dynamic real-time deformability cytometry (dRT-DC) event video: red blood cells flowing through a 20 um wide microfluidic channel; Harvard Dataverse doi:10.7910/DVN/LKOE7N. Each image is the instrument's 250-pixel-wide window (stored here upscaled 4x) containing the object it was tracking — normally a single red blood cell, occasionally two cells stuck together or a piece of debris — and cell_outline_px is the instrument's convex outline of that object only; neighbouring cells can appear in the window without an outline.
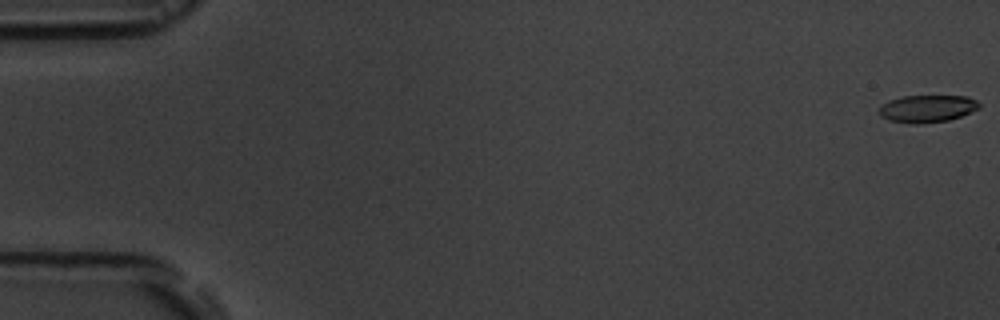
{"species": "common noctule bat (a hibernating species)", "species_latin": "Nyctalus noctula", "temperature_condition": "room temperature", "stored_images_in_passage": 7, "camera_frame_rate_fps": 3000, "um_per_image_px": 0.085, "animal": {"sex": "male", "body_mass_g": 19.5, "forearm_length_mm": 54.6}, "frame": {"image": 1, "passage_image": 1, "time_ms": 0.0, "image_size_px": [1000, 320], "cell_outline_px": [[980, 108], [960, 116], [948, 120], [920, 124], [912, 124], [888, 120], [880, 116], [880, 104], [888, 100], [900, 96], [968, 96], [976, 100], [980, 104]], "centroid_in_image_um": [78.78, 9.23], "position_along_channel_um": 6.2, "area_um2": 16.07}}
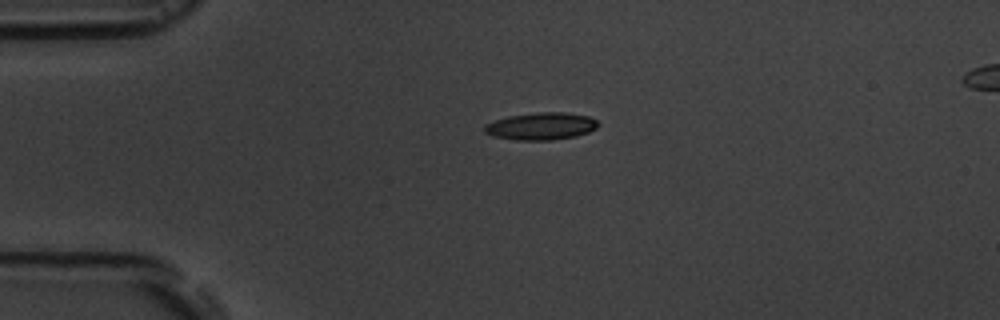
{"frame": {"image": 2, "passage_image": 5, "time_ms": 4.333, "image_size_px": [1000, 320], "cell_outline_px": [[600, 124], [596, 128], [588, 132], [576, 136], [552, 140], [516, 140], [492, 136], [484, 132], [484, 124], [508, 116], [540, 112], [564, 112], [588, 116], [596, 120]], "centroid_in_image_um": [45.99, 10.73], "position_along_channel_um": 39.0, "area_um2": 18.09}}